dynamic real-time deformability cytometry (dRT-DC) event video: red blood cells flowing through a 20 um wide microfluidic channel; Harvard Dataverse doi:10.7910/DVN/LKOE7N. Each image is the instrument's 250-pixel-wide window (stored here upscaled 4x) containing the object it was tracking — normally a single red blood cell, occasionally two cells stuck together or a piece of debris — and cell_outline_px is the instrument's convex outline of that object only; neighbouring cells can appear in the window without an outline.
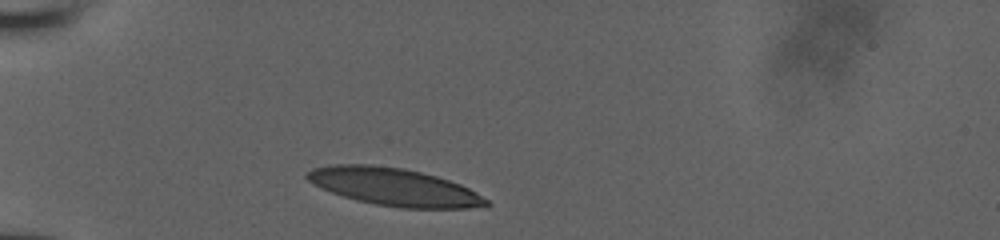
{"species": "human", "species_latin": "Homo sapiens", "temperature_condition": "room temperature", "stored_images_in_passage": 18, "camera_frame_rate_fps": 3000, "um_per_image_px": 0.085, "donor": {"sex": "male"}, "frame": {"image": 1, "passage_image": 1, "time_ms": 0.0, "image_size_px": [1000, 240], "cell_outline_px": [[492, 204], [488, 208], [404, 208], [376, 204], [356, 200], [332, 192], [312, 184], [304, 176], [312, 168], [332, 164], [372, 164], [404, 168], [436, 176], [460, 184], [476, 192], [488, 200]], "centroid_in_image_um": [33.53, 15.89], "position_along_channel_um": 51.5, "area_um2": 39.36}}
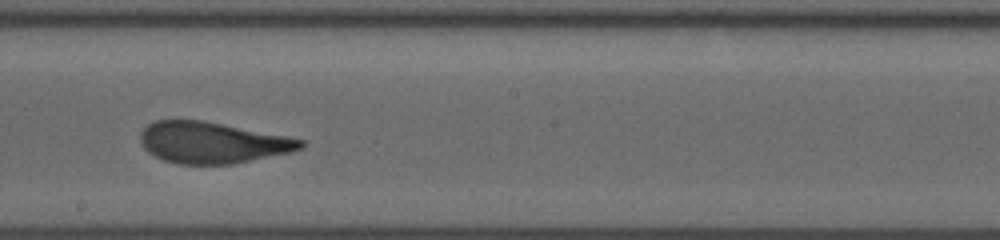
{"frame": {"image": 2, "passage_image": 11, "time_ms": 5.333, "image_size_px": [1000, 240], "cell_outline_px": [[304, 148], [292, 152], [232, 164], [176, 164], [164, 160], [148, 152], [144, 148], [140, 140], [140, 132], [148, 124], [156, 120], [204, 120], [304, 140]], "centroid_in_image_um": [18.03, 12.12], "position_along_channel_um": 230.2, "area_um2": 38.44}}
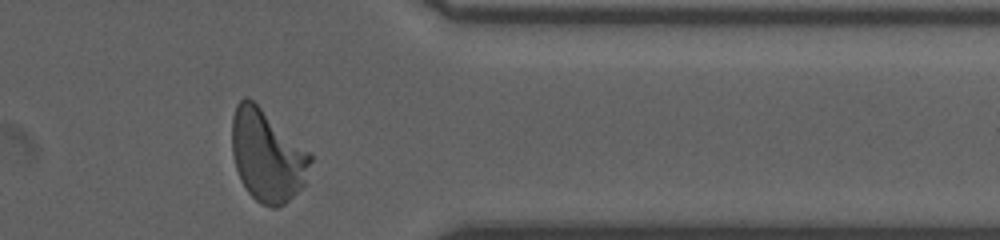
{"frame": {"image": 3, "passage_image": 18, "time_ms": 9.667, "image_size_px": [1000, 240], "cell_outline_px": [[312, 160], [304, 184], [284, 204], [276, 208], [272, 208], [260, 204], [248, 192], [240, 180], [236, 168], [232, 152], [232, 116], [236, 104], [244, 96], [248, 96], [312, 152]], "centroid_in_image_um": [22.71, 13.21], "position_along_channel_um": 388.7, "area_um2": 42.25}, "authors_computed_cell_mechanics": {"area_um2": 39.304, "velocity_mm_per_s": 3.8623, "shape_relaxation_time_tau1_ms": 7.5857, "shape_relaxation_time_tau2_ms": 0.9325, "deformation_change_tau1": 0.2601, "deformation_change_tau2": 0.0749}}